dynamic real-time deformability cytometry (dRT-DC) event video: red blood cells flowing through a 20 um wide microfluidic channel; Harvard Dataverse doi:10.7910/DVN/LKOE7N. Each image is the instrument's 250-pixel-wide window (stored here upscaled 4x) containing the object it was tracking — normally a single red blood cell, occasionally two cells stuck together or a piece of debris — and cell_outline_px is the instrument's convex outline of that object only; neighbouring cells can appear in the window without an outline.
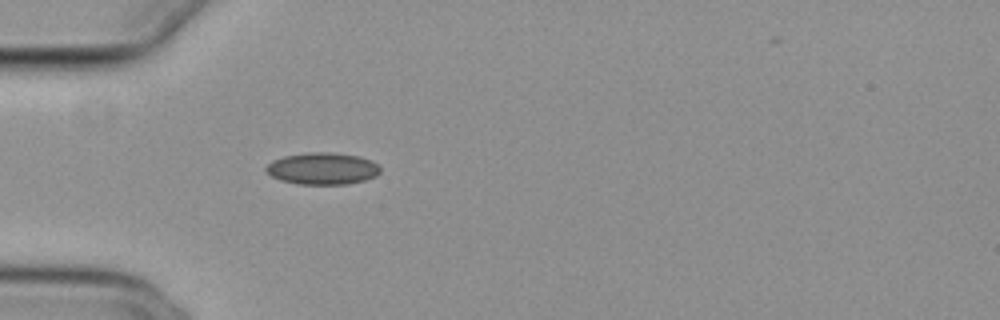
{"species": "common noctule bat (a hibernating species)", "species_latin": "Nyctalus noctula", "temperature_condition": "cold", "stored_images_in_passage": 38, "camera_frame_rate_fps": 3000, "um_per_image_px": 0.085, "animal": {"sex": "female", "body_mass_g": 29.2, "forearm_length_mm": 56.3}, "frame": {"image": 1, "passage_image": 1, "time_ms": 0.0, "image_size_px": [1000, 320], "cell_outline_px": [[380, 172], [376, 176], [364, 180], [348, 184], [296, 184], [280, 180], [272, 176], [264, 168], [272, 160], [284, 156], [308, 152], [332, 152], [360, 156], [372, 160], [380, 168]], "centroid_in_image_um": [27.41, 14.32], "position_along_channel_um": 57.6, "area_um2": 21.33}}
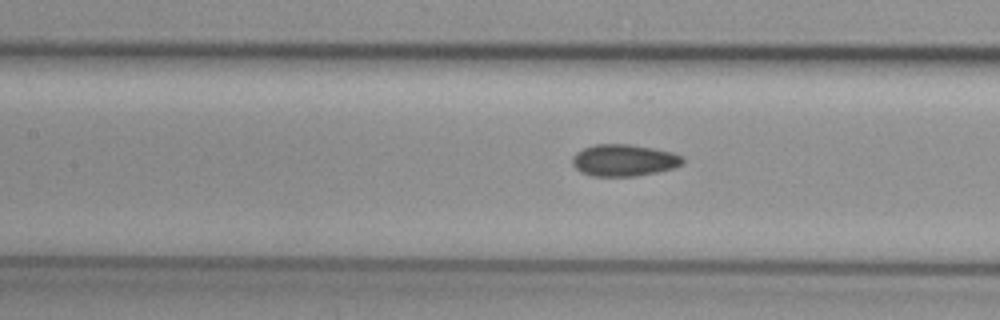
{"frame": {"image": 2, "passage_image": 9, "time_ms": 2.667, "image_size_px": [1000, 320], "cell_outline_px": [[684, 160], [680, 164], [672, 168], [656, 172], [636, 176], [592, 176], [580, 172], [572, 164], [572, 156], [576, 152], [584, 148], [596, 144], [628, 144], [652, 148], [672, 152], [680, 156]], "centroid_in_image_um": [52.98, 13.62], "position_along_channel_um": 154.4, "area_um2": 20.29}}
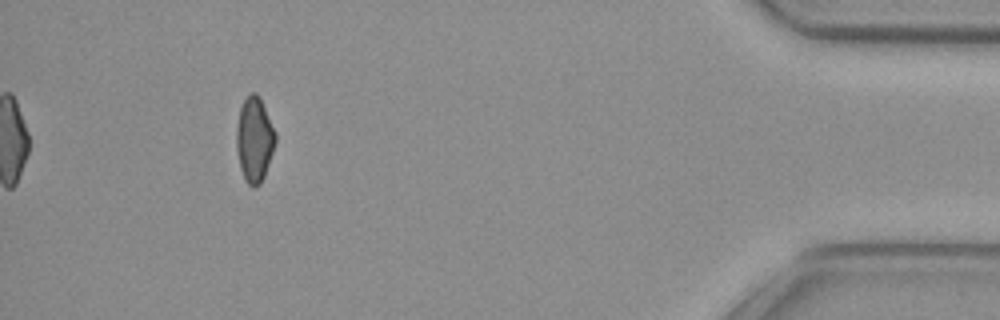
{"frame": {"image": 3, "passage_image": 34, "time_ms": 11.0, "image_size_px": [1000, 320], "cell_outline_px": [[276, 140], [264, 176], [260, 184], [252, 188], [244, 180], [240, 168], [236, 148], [236, 128], [240, 108], [248, 92], [256, 92], [260, 96], [276, 132]], "centroid_in_image_um": [21.61, 11.83], "position_along_channel_um": 413.6, "area_um2": 19.48}, "authors_computed_cell_mechanics": {"area_um2": 19.8543, "velocity_mm_per_s": 3.8509, "shape_relaxation_time_tau1_ms": null, "shape_relaxation_time_tau2_ms": 5.0043, "deformation_change_tau1": null, "deformation_change_tau2": 0.1083}}